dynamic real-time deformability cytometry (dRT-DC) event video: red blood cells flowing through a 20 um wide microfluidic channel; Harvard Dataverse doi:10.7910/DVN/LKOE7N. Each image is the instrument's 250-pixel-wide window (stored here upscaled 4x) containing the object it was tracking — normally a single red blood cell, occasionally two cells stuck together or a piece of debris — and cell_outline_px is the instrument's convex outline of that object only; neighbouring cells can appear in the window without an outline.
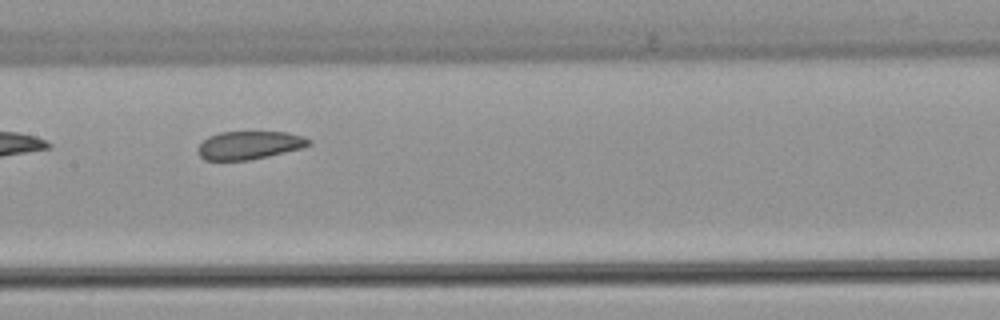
{"species": "common noctule bat (a hibernating species)", "species_latin": "Nyctalus noctula", "temperature_condition": "warm", "stored_images_in_passage": 7, "camera_frame_rate_fps": 3000, "um_per_image_px": 0.085, "animal": {"sex": "female", "body_mass_g": 22.7, "forearm_length_mm": 54.2}, "frame": {"image": 1, "passage_image": 6, "time_ms": 6.0, "image_size_px": [1000, 320], "cell_outline_px": [[312, 144], [300, 148], [268, 156], [248, 160], [204, 160], [196, 152], [196, 148], [208, 136], [220, 132], [288, 132], [304, 136], [312, 140]], "centroid_in_image_um": [21.18, 12.33], "position_along_channel_um": 186.2, "area_um2": 18.26}}